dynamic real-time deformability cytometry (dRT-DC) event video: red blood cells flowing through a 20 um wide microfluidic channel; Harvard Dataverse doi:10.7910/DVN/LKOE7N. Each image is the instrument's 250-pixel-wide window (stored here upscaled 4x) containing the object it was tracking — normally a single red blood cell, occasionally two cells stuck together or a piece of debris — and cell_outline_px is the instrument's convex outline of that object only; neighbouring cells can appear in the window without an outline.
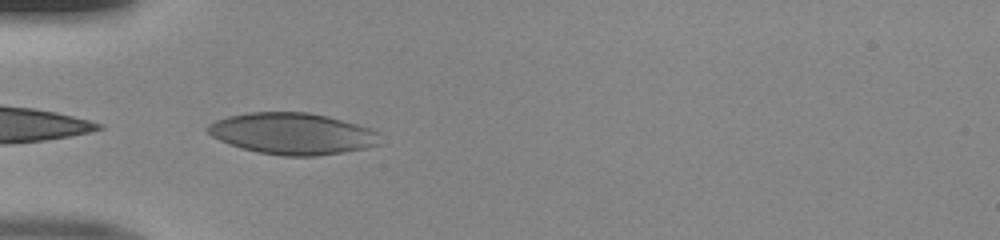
{"species": "human", "species_latin": "Homo sapiens", "temperature_condition": "room temperature", "stored_images_in_passage": 34, "camera_frame_rate_fps": 3000, "um_per_image_px": 0.085, "donor": {"sex": "male"}, "frame": {"image": 1, "passage_image": 1, "time_ms": 0.0, "image_size_px": [1000, 240], "cell_outline_px": [[384, 144], [364, 148], [316, 156], [280, 156], [256, 152], [240, 148], [228, 144], [212, 136], [204, 128], [208, 124], [216, 120], [228, 116], [248, 112], [308, 112], [328, 116], [372, 128], [380, 132]], "centroid_in_image_um": [24.89, 11.36], "position_along_channel_um": 60.1, "area_um2": 42.19}}
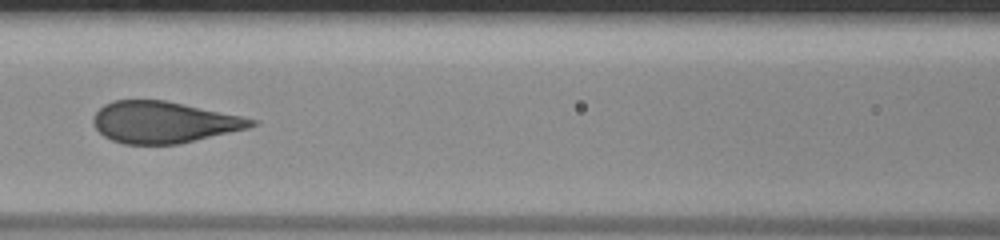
{"frame": {"image": 2, "passage_image": 8, "time_ms": 2.333, "image_size_px": [1000, 240], "cell_outline_px": [[260, 120], [256, 124], [248, 128], [176, 144], [124, 144], [112, 140], [104, 136], [92, 124], [92, 120], [96, 112], [104, 104], [112, 100], [164, 100], [244, 116]], "centroid_in_image_um": [13.91, 10.38], "position_along_channel_um": 152.7, "area_um2": 38.09}}
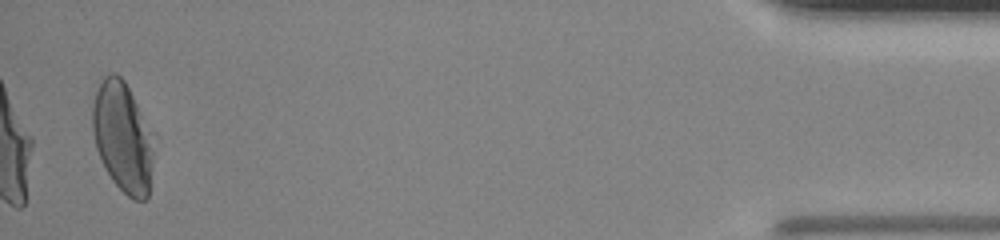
{"frame": {"image": 3, "passage_image": 33, "time_ms": 10.667, "image_size_px": [1000, 240], "cell_outline_px": [[152, 164], [148, 196], [144, 200], [132, 200], [112, 180], [96, 148], [92, 132], [92, 104], [96, 92], [104, 76], [112, 72], [116, 72], [124, 80], [140, 112], [152, 152]], "centroid_in_image_um": [10.36, 11.67], "position_along_channel_um": 424.8, "area_um2": 37.74}}